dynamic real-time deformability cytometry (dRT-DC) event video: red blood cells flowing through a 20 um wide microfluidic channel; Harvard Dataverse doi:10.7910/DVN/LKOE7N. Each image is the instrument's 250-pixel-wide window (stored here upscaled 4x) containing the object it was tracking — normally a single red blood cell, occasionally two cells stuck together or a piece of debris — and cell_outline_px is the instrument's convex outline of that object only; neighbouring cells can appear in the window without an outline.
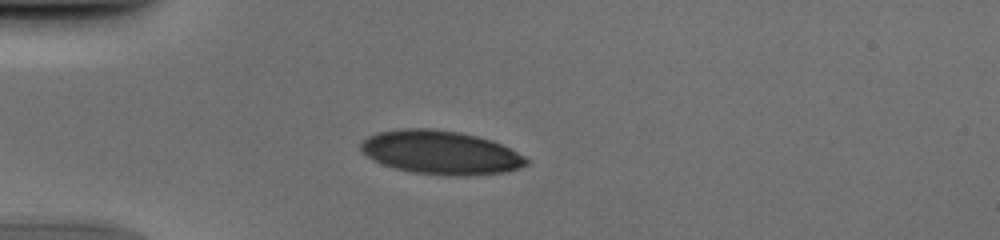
{"species": "human", "species_latin": "Homo sapiens", "temperature_condition": "cold", "stored_images_in_passage": 41, "camera_frame_rate_fps": 3000, "um_per_image_px": 0.085, "donor": {"sex": "male"}, "frame": {"image": 1, "passage_image": 4, "time_ms": 1.0, "image_size_px": [1000, 240], "cell_outline_px": [[528, 164], [520, 168], [504, 172], [456, 176], [412, 172], [396, 168], [372, 160], [360, 152], [360, 144], [368, 136], [376, 132], [400, 128], [428, 128], [460, 132], [492, 140], [524, 156], [528, 160]], "centroid_in_image_um": [37.41, 12.95], "position_along_channel_um": 47.6, "area_um2": 41.96}}
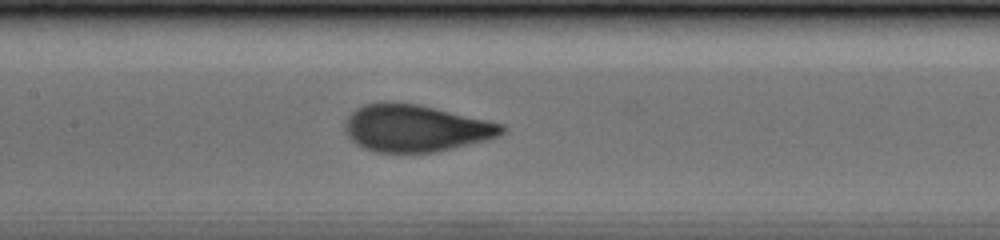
{"frame": {"image": 2, "passage_image": 15, "time_ms": 4.667, "image_size_px": [1000, 240], "cell_outline_px": [[508, 132], [500, 136], [436, 152], [376, 152], [364, 148], [356, 144], [344, 132], [344, 124], [348, 116], [356, 108], [364, 104], [416, 104], [488, 120], [504, 124], [508, 128]], "centroid_in_image_um": [35.36, 10.92], "position_along_channel_um": 172.0, "area_um2": 42.48}}
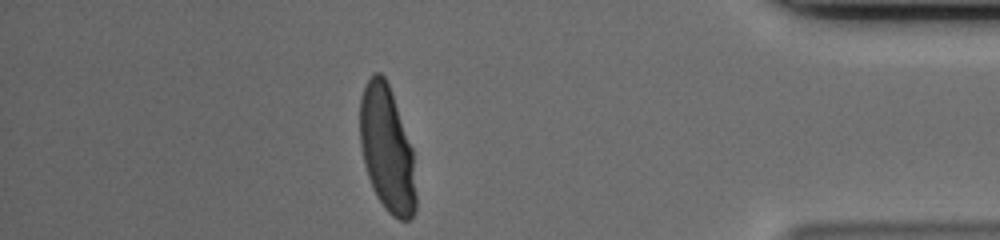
{"frame": {"image": 3, "passage_image": 35, "time_ms": 11.333, "image_size_px": [1000, 240], "cell_outline_px": [[416, 212], [408, 220], [400, 220], [392, 216], [384, 208], [376, 196], [372, 188], [364, 164], [360, 144], [360, 96], [372, 72], [380, 72], [384, 76], [392, 92], [412, 148], [416, 196]], "centroid_in_image_um": [32.88, 12.68], "position_along_channel_um": 402.3, "area_um2": 41.15}}